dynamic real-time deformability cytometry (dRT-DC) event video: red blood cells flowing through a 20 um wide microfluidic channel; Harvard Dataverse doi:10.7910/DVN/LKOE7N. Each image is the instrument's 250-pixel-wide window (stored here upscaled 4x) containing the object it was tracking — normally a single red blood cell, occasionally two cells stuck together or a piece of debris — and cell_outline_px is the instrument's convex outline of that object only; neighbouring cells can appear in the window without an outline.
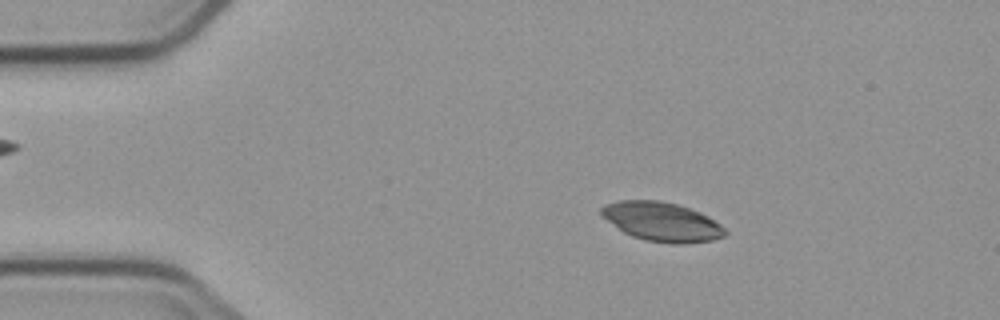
{"species": "common noctule bat (a hibernating species)", "species_latin": "Nyctalus noctula", "temperature_condition": "cold", "stored_images_in_passage": 5, "camera_frame_rate_fps": 3000, "um_per_image_px": 0.085, "animal": {"sex": "male", "body_mass_g": 23.1, "forearm_length_mm": 52.7}, "frame": {"image": 1, "passage_image": 2, "time_ms": 1.333, "image_size_px": [1000, 320], "cell_outline_px": [[728, 232], [724, 236], [712, 240], [684, 244], [672, 244], [648, 240], [632, 236], [624, 232], [600, 216], [600, 208], [604, 204], [620, 200], [660, 200], [676, 204], [700, 212], [708, 216], [720, 224]], "centroid_in_image_um": [56.24, 18.84], "position_along_channel_um": 28.8, "area_um2": 28.21}}
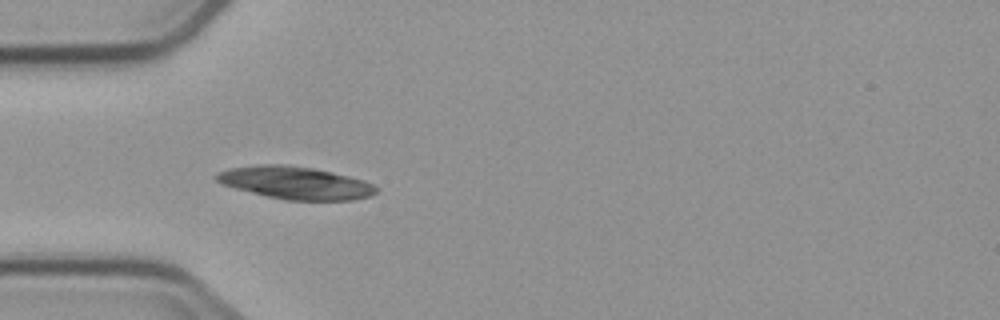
{"frame": {"image": 2, "passage_image": 4, "time_ms": 3.667, "image_size_px": [1000, 320], "cell_outline_px": [[380, 188], [372, 196], [352, 200], [284, 200], [220, 184], [212, 176], [216, 172], [228, 168], [260, 164], [288, 164], [312, 168], [332, 172], [364, 180]], "centroid_in_image_um": [25.09, 15.53], "position_along_channel_um": 59.9, "area_um2": 30.52}}